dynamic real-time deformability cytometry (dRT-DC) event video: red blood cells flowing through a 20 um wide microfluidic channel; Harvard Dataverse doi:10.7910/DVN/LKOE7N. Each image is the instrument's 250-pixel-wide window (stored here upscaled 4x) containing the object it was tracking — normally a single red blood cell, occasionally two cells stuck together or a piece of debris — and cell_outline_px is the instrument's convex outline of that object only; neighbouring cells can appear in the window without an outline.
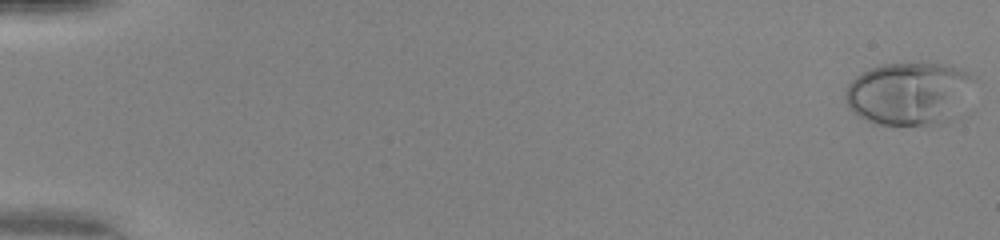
{"species": "human", "species_latin": "Homo sapiens", "temperature_condition": "warm", "stored_images_in_passage": 1, "camera_frame_rate_fps": 3000, "um_per_image_px": 0.085, "donor": {"sex": "female"}, "frame": {"image": 1, "passage_image": 1, "time_ms": 0.0, "image_size_px": [1000, 240], "cell_outline_px": [[976, 76], [964, 116], [960, 120], [948, 124], [932, 128], [876, 124], [852, 112], [848, 108], [844, 96], [844, 92], [848, 84], [856, 76], [872, 68], [884, 64], [952, 64]], "centroid_in_image_um": [77.43, 8.04], "position_along_channel_um": 7.6, "area_um2": 49.65}}